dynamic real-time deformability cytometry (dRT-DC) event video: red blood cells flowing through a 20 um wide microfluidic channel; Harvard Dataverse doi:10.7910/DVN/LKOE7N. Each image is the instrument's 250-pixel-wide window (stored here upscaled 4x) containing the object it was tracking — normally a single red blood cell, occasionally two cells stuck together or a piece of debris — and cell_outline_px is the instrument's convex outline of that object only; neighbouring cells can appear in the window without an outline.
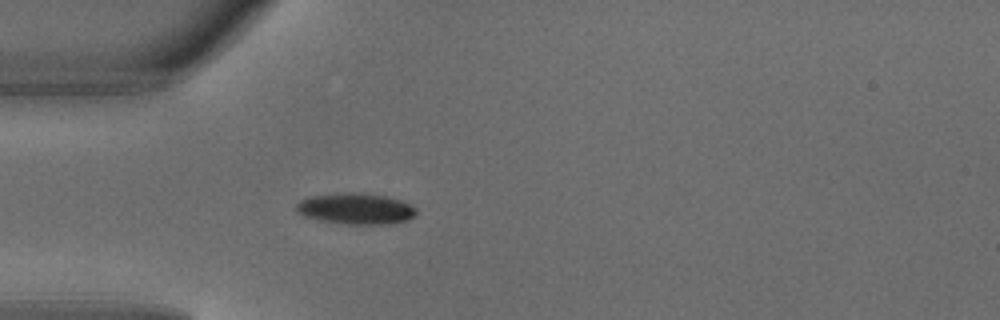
{"species": "common noctule bat (a hibernating species)", "species_latin": "Nyctalus noctula", "temperature_condition": "warm", "stored_images_in_passage": 4, "camera_frame_rate_fps": 3000, "um_per_image_px": 0.085, "animal": {"sex": "male", "body_mass_g": 18.8}, "frame": {"image": 1, "passage_image": 4, "time_ms": 1.0, "image_size_px": [1000, 320], "cell_outline_px": [[416, 212], [408, 220], [388, 224], [348, 224], [320, 220], [304, 216], [296, 212], [296, 204], [300, 200], [312, 196], [344, 192], [364, 192], [384, 196], [400, 200], [416, 208]], "centroid_in_image_um": [30.22, 17.73], "position_along_channel_um": 54.8, "area_um2": 21.68}}